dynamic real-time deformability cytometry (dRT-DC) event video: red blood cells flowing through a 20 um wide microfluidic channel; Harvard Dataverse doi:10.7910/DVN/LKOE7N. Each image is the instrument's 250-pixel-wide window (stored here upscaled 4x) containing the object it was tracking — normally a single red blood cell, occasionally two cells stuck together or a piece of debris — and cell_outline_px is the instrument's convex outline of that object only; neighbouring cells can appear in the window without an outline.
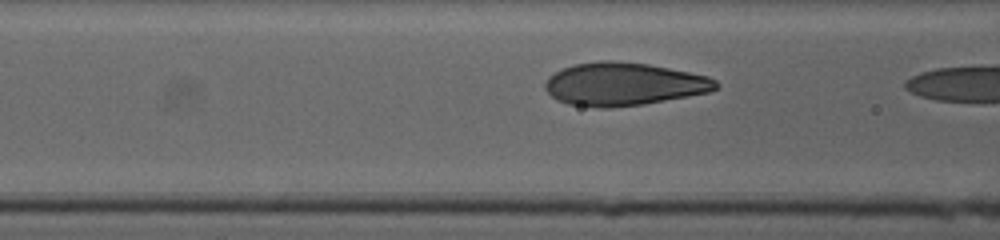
{"species": "human", "species_latin": "Homo sapiens", "temperature_condition": "cold", "stored_images_in_passage": 12, "camera_frame_rate_fps": 3000, "um_per_image_px": 0.085, "donor": {"sex": "female"}, "frame": {"image": 1, "passage_image": 11, "time_ms": 3.333, "image_size_px": [1000, 240], "cell_outline_px": [[720, 84], [716, 88], [708, 92], [688, 96], [644, 104], [608, 108], [600, 108], [568, 104], [556, 100], [544, 88], [544, 84], [548, 76], [560, 68], [576, 64], [600, 60], [616, 60], [648, 64], [708, 76], [716, 80]], "centroid_in_image_um": [52.97, 7.14], "position_along_channel_um": 113.6, "area_um2": 42.95}}